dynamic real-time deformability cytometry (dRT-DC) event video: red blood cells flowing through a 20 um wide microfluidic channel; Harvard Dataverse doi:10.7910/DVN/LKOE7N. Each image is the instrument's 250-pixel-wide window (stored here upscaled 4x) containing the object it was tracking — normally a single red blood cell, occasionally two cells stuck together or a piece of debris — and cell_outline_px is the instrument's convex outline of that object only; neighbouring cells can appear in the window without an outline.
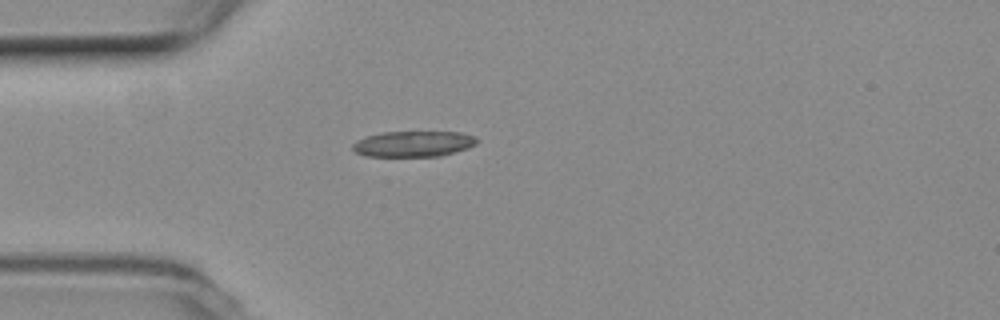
{"species": "common noctule bat (a hibernating species)", "species_latin": "Nyctalus noctula", "temperature_condition": "room temperature", "stored_images_in_passage": 16, "camera_frame_rate_fps": 3000, "um_per_image_px": 0.085, "animal": {"sex": "female", "body_mass_g": 19.3, "forearm_length_mm": 54.1}, "frame": {"image": 1, "passage_image": 1, "time_ms": 0.0, "image_size_px": [1000, 320], "cell_outline_px": [[476, 144], [468, 148], [440, 156], [368, 156], [356, 152], [352, 148], [352, 144], [356, 140], [368, 136], [384, 132], [460, 132], [476, 136]], "centroid_in_image_um": [35.15, 12.22], "position_along_channel_um": 49.9, "area_um2": 18.5}}
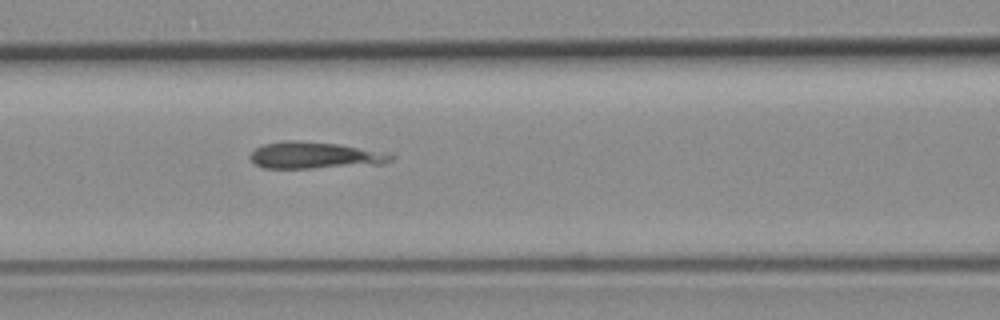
{"frame": {"image": 2, "passage_image": 9, "time_ms": 2.667, "image_size_px": [1000, 320], "cell_outline_px": [[396, 156], [392, 160], [384, 164], [312, 168], [264, 168], [256, 164], [248, 156], [256, 148], [264, 144], [284, 140], [296, 140], [340, 144]], "centroid_in_image_um": [26.71, 13.21], "position_along_channel_um": 139.9, "area_um2": 21.68}}
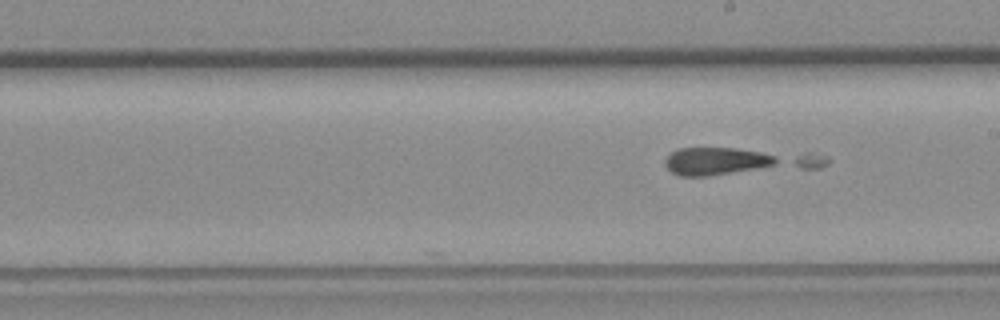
{"frame": {"image": 3, "passage_image": 16, "time_ms": 5.0, "image_size_px": [1000, 320], "cell_outline_px": [[828, 164], [820, 168], [708, 176], [680, 176], [672, 172], [664, 164], [664, 160], [672, 152], [680, 148], [736, 148], [808, 152], [828, 156]], "centroid_in_image_um": [62.84, 13.71], "position_along_channel_um": 226.2, "area_um2": 26.3}}